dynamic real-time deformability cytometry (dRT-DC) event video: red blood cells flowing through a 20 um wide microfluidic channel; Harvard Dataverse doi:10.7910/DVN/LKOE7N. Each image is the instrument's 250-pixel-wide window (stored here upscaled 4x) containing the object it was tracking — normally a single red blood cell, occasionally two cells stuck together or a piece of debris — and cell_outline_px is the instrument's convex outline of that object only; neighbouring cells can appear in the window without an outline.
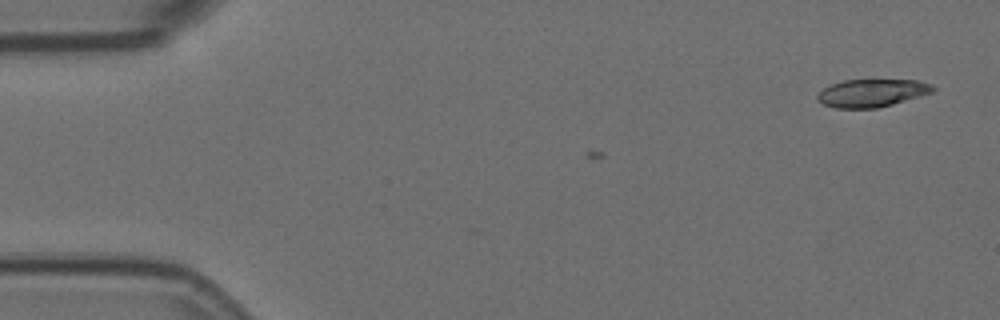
{"species": "Egyptian fruit bat (a non-hibernating species)", "species_latin": "Rousettus aegyptiacus", "temperature_condition": "room temperature", "stored_images_in_passage": 7, "camera_frame_rate_fps": 3000, "um_per_image_px": 0.085, "animal": {"sex": "female"}, "frame": {"image": 1, "passage_image": 1, "time_ms": 0.0, "image_size_px": [1000, 320], "cell_outline_px": [[936, 88], [932, 92], [920, 96], [892, 104], [876, 108], [836, 108], [824, 104], [816, 100], [816, 96], [824, 88], [832, 84], [844, 80], [916, 80], [932, 84]], "centroid_in_image_um": [74.11, 7.9], "position_along_channel_um": 10.9, "area_um2": 18.55}}